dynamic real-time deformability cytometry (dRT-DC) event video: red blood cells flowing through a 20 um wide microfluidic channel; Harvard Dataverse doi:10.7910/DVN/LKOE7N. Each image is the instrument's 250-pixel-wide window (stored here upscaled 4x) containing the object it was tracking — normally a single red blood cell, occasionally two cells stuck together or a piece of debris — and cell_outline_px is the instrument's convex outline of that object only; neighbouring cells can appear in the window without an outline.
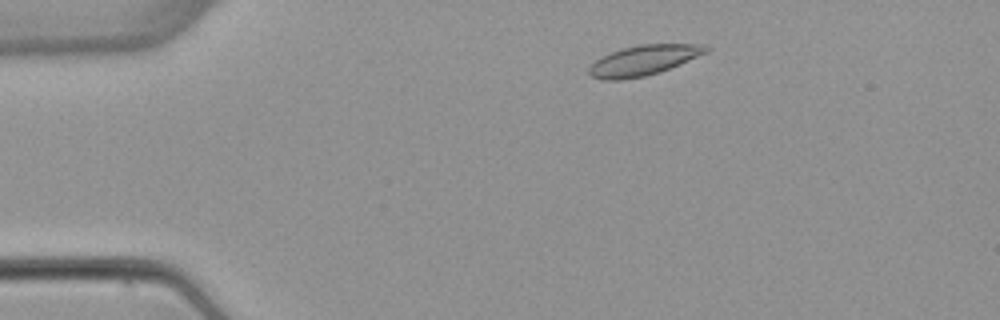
{"species": "common noctule bat (a hibernating species)", "species_latin": "Nyctalus noctula", "temperature_condition": "warm", "stored_images_in_passage": 4, "camera_frame_rate_fps": 3000, "um_per_image_px": 0.085, "animal": {"sex": "female", "body_mass_g": 22.7, "forearm_length_mm": 54.2}, "frame": {"image": 1, "passage_image": 2, "time_ms": 1.0, "image_size_px": [1000, 320], "cell_outline_px": [[712, 48], [708, 52], [680, 64], [660, 72], [644, 76], [620, 80], [604, 80], [592, 76], [588, 72], [588, 68], [600, 56], [624, 48], [640, 44], [704, 44]], "centroid_in_image_um": [54.73, 5.12], "position_along_channel_um": 30.3, "area_um2": 20.52}}
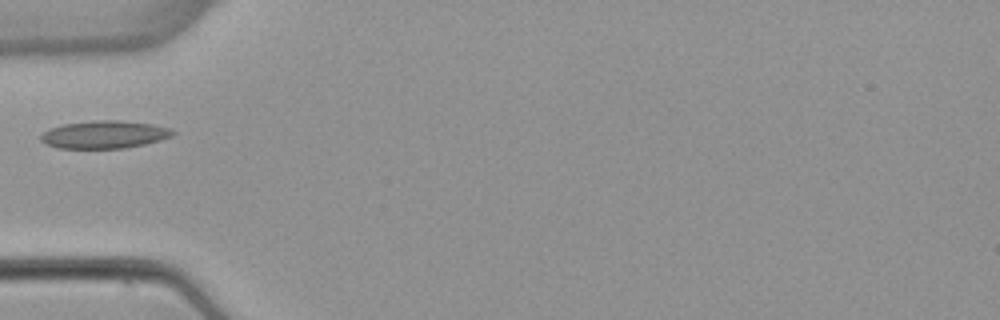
{"frame": {"image": 2, "passage_image": 4, "time_ms": 3.667, "image_size_px": [1000, 320], "cell_outline_px": [[176, 132], [172, 136], [160, 140], [144, 144], [124, 148], [56, 148], [44, 144], [40, 140], [40, 136], [44, 132], [52, 128], [64, 124], [92, 120], [116, 120], [152, 124], [168, 128]], "centroid_in_image_um": [8.84, 11.44], "position_along_channel_um": 76.2, "area_um2": 21.21}}